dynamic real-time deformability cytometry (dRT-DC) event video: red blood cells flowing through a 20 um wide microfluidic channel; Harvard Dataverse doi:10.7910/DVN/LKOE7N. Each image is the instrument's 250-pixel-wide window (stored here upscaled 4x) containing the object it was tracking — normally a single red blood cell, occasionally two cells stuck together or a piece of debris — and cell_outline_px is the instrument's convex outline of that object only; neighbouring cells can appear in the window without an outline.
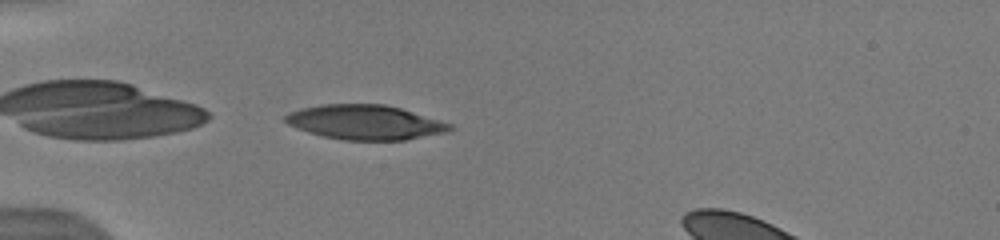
{"species": "human", "species_latin": "Homo sapiens", "temperature_condition": "warm", "stored_images_in_passage": 1, "camera_frame_rate_fps": 3000, "um_per_image_px": 0.085, "donor": {"sex": "male"}, "frame": {"image": 1, "passage_image": 1, "time_ms": 0.0, "image_size_px": [1000, 240], "cell_outline_px": [[456, 128], [448, 132], [404, 140], [344, 140], [324, 136], [308, 132], [296, 128], [288, 124], [284, 120], [284, 116], [288, 112], [300, 108], [320, 104], [384, 104], [400, 108], [452, 124]], "centroid_in_image_um": [31.02, 10.39], "position_along_channel_um": 54.0, "area_um2": 33.23}}